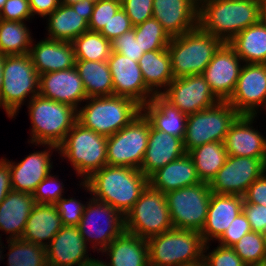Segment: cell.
<instances>
[{
	"label": "cell",
	"instance_id": "cell-8",
	"mask_svg": "<svg viewBox=\"0 0 266 266\" xmlns=\"http://www.w3.org/2000/svg\"><path fill=\"white\" fill-rule=\"evenodd\" d=\"M147 241L149 266H182L203 258L205 242L197 231L173 228Z\"/></svg>",
	"mask_w": 266,
	"mask_h": 266
},
{
	"label": "cell",
	"instance_id": "cell-54",
	"mask_svg": "<svg viewBox=\"0 0 266 266\" xmlns=\"http://www.w3.org/2000/svg\"><path fill=\"white\" fill-rule=\"evenodd\" d=\"M12 190L10 179L9 164L3 159H0V204L5 199L6 195Z\"/></svg>",
	"mask_w": 266,
	"mask_h": 266
},
{
	"label": "cell",
	"instance_id": "cell-40",
	"mask_svg": "<svg viewBox=\"0 0 266 266\" xmlns=\"http://www.w3.org/2000/svg\"><path fill=\"white\" fill-rule=\"evenodd\" d=\"M135 39L144 52L166 49L171 41V36L155 18H150L133 28Z\"/></svg>",
	"mask_w": 266,
	"mask_h": 266
},
{
	"label": "cell",
	"instance_id": "cell-42",
	"mask_svg": "<svg viewBox=\"0 0 266 266\" xmlns=\"http://www.w3.org/2000/svg\"><path fill=\"white\" fill-rule=\"evenodd\" d=\"M59 175L52 172L47 175L37 186L33 198L38 204H55L64 195V182L60 181Z\"/></svg>",
	"mask_w": 266,
	"mask_h": 266
},
{
	"label": "cell",
	"instance_id": "cell-47",
	"mask_svg": "<svg viewBox=\"0 0 266 266\" xmlns=\"http://www.w3.org/2000/svg\"><path fill=\"white\" fill-rule=\"evenodd\" d=\"M251 231L250 223L246 215L241 212L223 232L222 236L217 240V243L222 246L232 247L245 234Z\"/></svg>",
	"mask_w": 266,
	"mask_h": 266
},
{
	"label": "cell",
	"instance_id": "cell-35",
	"mask_svg": "<svg viewBox=\"0 0 266 266\" xmlns=\"http://www.w3.org/2000/svg\"><path fill=\"white\" fill-rule=\"evenodd\" d=\"M75 68L83 81L87 98L114 95L107 61L76 60Z\"/></svg>",
	"mask_w": 266,
	"mask_h": 266
},
{
	"label": "cell",
	"instance_id": "cell-2",
	"mask_svg": "<svg viewBox=\"0 0 266 266\" xmlns=\"http://www.w3.org/2000/svg\"><path fill=\"white\" fill-rule=\"evenodd\" d=\"M84 182L94 199L110 205L125 216L149 185V178L139 169L106 165Z\"/></svg>",
	"mask_w": 266,
	"mask_h": 266
},
{
	"label": "cell",
	"instance_id": "cell-5",
	"mask_svg": "<svg viewBox=\"0 0 266 266\" xmlns=\"http://www.w3.org/2000/svg\"><path fill=\"white\" fill-rule=\"evenodd\" d=\"M107 137L76 121L58 146V154L70 162L81 182L107 165Z\"/></svg>",
	"mask_w": 266,
	"mask_h": 266
},
{
	"label": "cell",
	"instance_id": "cell-52",
	"mask_svg": "<svg viewBox=\"0 0 266 266\" xmlns=\"http://www.w3.org/2000/svg\"><path fill=\"white\" fill-rule=\"evenodd\" d=\"M244 201L266 207V172L249 186Z\"/></svg>",
	"mask_w": 266,
	"mask_h": 266
},
{
	"label": "cell",
	"instance_id": "cell-36",
	"mask_svg": "<svg viewBox=\"0 0 266 266\" xmlns=\"http://www.w3.org/2000/svg\"><path fill=\"white\" fill-rule=\"evenodd\" d=\"M201 182L209 183L228 157L224 142H210L188 152Z\"/></svg>",
	"mask_w": 266,
	"mask_h": 266
},
{
	"label": "cell",
	"instance_id": "cell-1",
	"mask_svg": "<svg viewBox=\"0 0 266 266\" xmlns=\"http://www.w3.org/2000/svg\"><path fill=\"white\" fill-rule=\"evenodd\" d=\"M264 18V5L251 0H206L198 7V27L223 43Z\"/></svg>",
	"mask_w": 266,
	"mask_h": 266
},
{
	"label": "cell",
	"instance_id": "cell-23",
	"mask_svg": "<svg viewBox=\"0 0 266 266\" xmlns=\"http://www.w3.org/2000/svg\"><path fill=\"white\" fill-rule=\"evenodd\" d=\"M153 18L171 36H179L198 27V6L191 0H153Z\"/></svg>",
	"mask_w": 266,
	"mask_h": 266
},
{
	"label": "cell",
	"instance_id": "cell-33",
	"mask_svg": "<svg viewBox=\"0 0 266 266\" xmlns=\"http://www.w3.org/2000/svg\"><path fill=\"white\" fill-rule=\"evenodd\" d=\"M146 86L160 95L174 80L171 59L167 48L145 52L138 60Z\"/></svg>",
	"mask_w": 266,
	"mask_h": 266
},
{
	"label": "cell",
	"instance_id": "cell-55",
	"mask_svg": "<svg viewBox=\"0 0 266 266\" xmlns=\"http://www.w3.org/2000/svg\"><path fill=\"white\" fill-rule=\"evenodd\" d=\"M95 2L96 0H82L70 6L81 15H84V19L89 23Z\"/></svg>",
	"mask_w": 266,
	"mask_h": 266
},
{
	"label": "cell",
	"instance_id": "cell-12",
	"mask_svg": "<svg viewBox=\"0 0 266 266\" xmlns=\"http://www.w3.org/2000/svg\"><path fill=\"white\" fill-rule=\"evenodd\" d=\"M211 194L207 182L165 193L173 227L201 232L206 221Z\"/></svg>",
	"mask_w": 266,
	"mask_h": 266
},
{
	"label": "cell",
	"instance_id": "cell-15",
	"mask_svg": "<svg viewBox=\"0 0 266 266\" xmlns=\"http://www.w3.org/2000/svg\"><path fill=\"white\" fill-rule=\"evenodd\" d=\"M227 102L240 115L258 116L260 110H266V64L243 63L235 90Z\"/></svg>",
	"mask_w": 266,
	"mask_h": 266
},
{
	"label": "cell",
	"instance_id": "cell-60",
	"mask_svg": "<svg viewBox=\"0 0 266 266\" xmlns=\"http://www.w3.org/2000/svg\"><path fill=\"white\" fill-rule=\"evenodd\" d=\"M192 2H194L198 7L206 0H191Z\"/></svg>",
	"mask_w": 266,
	"mask_h": 266
},
{
	"label": "cell",
	"instance_id": "cell-13",
	"mask_svg": "<svg viewBox=\"0 0 266 266\" xmlns=\"http://www.w3.org/2000/svg\"><path fill=\"white\" fill-rule=\"evenodd\" d=\"M149 134L150 122L141 113L120 131L107 137V165L140 170Z\"/></svg>",
	"mask_w": 266,
	"mask_h": 266
},
{
	"label": "cell",
	"instance_id": "cell-49",
	"mask_svg": "<svg viewBox=\"0 0 266 266\" xmlns=\"http://www.w3.org/2000/svg\"><path fill=\"white\" fill-rule=\"evenodd\" d=\"M0 19L29 22L33 19L29 0H7L0 11Z\"/></svg>",
	"mask_w": 266,
	"mask_h": 266
},
{
	"label": "cell",
	"instance_id": "cell-19",
	"mask_svg": "<svg viewBox=\"0 0 266 266\" xmlns=\"http://www.w3.org/2000/svg\"><path fill=\"white\" fill-rule=\"evenodd\" d=\"M107 63L112 75L115 96L128 97L141 106L155 96L146 86L137 61L112 51Z\"/></svg>",
	"mask_w": 266,
	"mask_h": 266
},
{
	"label": "cell",
	"instance_id": "cell-7",
	"mask_svg": "<svg viewBox=\"0 0 266 266\" xmlns=\"http://www.w3.org/2000/svg\"><path fill=\"white\" fill-rule=\"evenodd\" d=\"M38 94L39 74L29 54L5 55L0 108L7 117L15 118L24 103Z\"/></svg>",
	"mask_w": 266,
	"mask_h": 266
},
{
	"label": "cell",
	"instance_id": "cell-57",
	"mask_svg": "<svg viewBox=\"0 0 266 266\" xmlns=\"http://www.w3.org/2000/svg\"><path fill=\"white\" fill-rule=\"evenodd\" d=\"M5 55L0 53V93L3 86V65H4Z\"/></svg>",
	"mask_w": 266,
	"mask_h": 266
},
{
	"label": "cell",
	"instance_id": "cell-6",
	"mask_svg": "<svg viewBox=\"0 0 266 266\" xmlns=\"http://www.w3.org/2000/svg\"><path fill=\"white\" fill-rule=\"evenodd\" d=\"M223 42L199 27L171 38L167 46L174 78L202 74Z\"/></svg>",
	"mask_w": 266,
	"mask_h": 266
},
{
	"label": "cell",
	"instance_id": "cell-51",
	"mask_svg": "<svg viewBox=\"0 0 266 266\" xmlns=\"http://www.w3.org/2000/svg\"><path fill=\"white\" fill-rule=\"evenodd\" d=\"M243 213L250 223L251 230L264 234L266 232V207L243 201Z\"/></svg>",
	"mask_w": 266,
	"mask_h": 266
},
{
	"label": "cell",
	"instance_id": "cell-31",
	"mask_svg": "<svg viewBox=\"0 0 266 266\" xmlns=\"http://www.w3.org/2000/svg\"><path fill=\"white\" fill-rule=\"evenodd\" d=\"M142 113L154 129L184 138L187 115L173 107L161 95H155L150 102L143 105Z\"/></svg>",
	"mask_w": 266,
	"mask_h": 266
},
{
	"label": "cell",
	"instance_id": "cell-44",
	"mask_svg": "<svg viewBox=\"0 0 266 266\" xmlns=\"http://www.w3.org/2000/svg\"><path fill=\"white\" fill-rule=\"evenodd\" d=\"M67 196V199L64 196L60 198L55 203V206L57 207L63 226H78L87 201L85 202L84 200L83 202L79 199H75L76 197Z\"/></svg>",
	"mask_w": 266,
	"mask_h": 266
},
{
	"label": "cell",
	"instance_id": "cell-26",
	"mask_svg": "<svg viewBox=\"0 0 266 266\" xmlns=\"http://www.w3.org/2000/svg\"><path fill=\"white\" fill-rule=\"evenodd\" d=\"M185 153L182 138L158 131L150 123L148 144L140 170L149 178L158 169L175 161Z\"/></svg>",
	"mask_w": 266,
	"mask_h": 266
},
{
	"label": "cell",
	"instance_id": "cell-24",
	"mask_svg": "<svg viewBox=\"0 0 266 266\" xmlns=\"http://www.w3.org/2000/svg\"><path fill=\"white\" fill-rule=\"evenodd\" d=\"M243 201L244 196L240 195L211 194L206 221L200 232L205 244L216 243L235 217L243 212Z\"/></svg>",
	"mask_w": 266,
	"mask_h": 266
},
{
	"label": "cell",
	"instance_id": "cell-61",
	"mask_svg": "<svg viewBox=\"0 0 266 266\" xmlns=\"http://www.w3.org/2000/svg\"><path fill=\"white\" fill-rule=\"evenodd\" d=\"M7 0H0V11L4 7V4Z\"/></svg>",
	"mask_w": 266,
	"mask_h": 266
},
{
	"label": "cell",
	"instance_id": "cell-3",
	"mask_svg": "<svg viewBox=\"0 0 266 266\" xmlns=\"http://www.w3.org/2000/svg\"><path fill=\"white\" fill-rule=\"evenodd\" d=\"M77 109V121L97 134L109 137L142 113V106L124 96L89 97Z\"/></svg>",
	"mask_w": 266,
	"mask_h": 266
},
{
	"label": "cell",
	"instance_id": "cell-27",
	"mask_svg": "<svg viewBox=\"0 0 266 266\" xmlns=\"http://www.w3.org/2000/svg\"><path fill=\"white\" fill-rule=\"evenodd\" d=\"M36 202L33 194L11 190L0 204V230L6 240L20 239ZM0 234V242L2 237Z\"/></svg>",
	"mask_w": 266,
	"mask_h": 266
},
{
	"label": "cell",
	"instance_id": "cell-17",
	"mask_svg": "<svg viewBox=\"0 0 266 266\" xmlns=\"http://www.w3.org/2000/svg\"><path fill=\"white\" fill-rule=\"evenodd\" d=\"M44 149L26 155L19 162L2 157L10 167L12 190L33 194L38 184L49 175L54 168L52 155L58 153V147L50 144H38Z\"/></svg>",
	"mask_w": 266,
	"mask_h": 266
},
{
	"label": "cell",
	"instance_id": "cell-9",
	"mask_svg": "<svg viewBox=\"0 0 266 266\" xmlns=\"http://www.w3.org/2000/svg\"><path fill=\"white\" fill-rule=\"evenodd\" d=\"M80 188L90 194L84 213L79 222L80 234L87 245L97 253H101L124 230V216L110 205L96 200L91 196L89 186L79 181ZM92 244V245H91Z\"/></svg>",
	"mask_w": 266,
	"mask_h": 266
},
{
	"label": "cell",
	"instance_id": "cell-59",
	"mask_svg": "<svg viewBox=\"0 0 266 266\" xmlns=\"http://www.w3.org/2000/svg\"><path fill=\"white\" fill-rule=\"evenodd\" d=\"M79 1H82V0H60V2L64 5H73Z\"/></svg>",
	"mask_w": 266,
	"mask_h": 266
},
{
	"label": "cell",
	"instance_id": "cell-39",
	"mask_svg": "<svg viewBox=\"0 0 266 266\" xmlns=\"http://www.w3.org/2000/svg\"><path fill=\"white\" fill-rule=\"evenodd\" d=\"M72 44L76 60L107 61L112 52L111 41L91 30L82 33Z\"/></svg>",
	"mask_w": 266,
	"mask_h": 266
},
{
	"label": "cell",
	"instance_id": "cell-62",
	"mask_svg": "<svg viewBox=\"0 0 266 266\" xmlns=\"http://www.w3.org/2000/svg\"><path fill=\"white\" fill-rule=\"evenodd\" d=\"M251 1H254V2H257V3H261L263 5H265V2H266V0H251Z\"/></svg>",
	"mask_w": 266,
	"mask_h": 266
},
{
	"label": "cell",
	"instance_id": "cell-28",
	"mask_svg": "<svg viewBox=\"0 0 266 266\" xmlns=\"http://www.w3.org/2000/svg\"><path fill=\"white\" fill-rule=\"evenodd\" d=\"M100 255L106 266H149L148 241L125 230Z\"/></svg>",
	"mask_w": 266,
	"mask_h": 266
},
{
	"label": "cell",
	"instance_id": "cell-38",
	"mask_svg": "<svg viewBox=\"0 0 266 266\" xmlns=\"http://www.w3.org/2000/svg\"><path fill=\"white\" fill-rule=\"evenodd\" d=\"M26 22L0 19V53L4 55L28 54L35 39Z\"/></svg>",
	"mask_w": 266,
	"mask_h": 266
},
{
	"label": "cell",
	"instance_id": "cell-18",
	"mask_svg": "<svg viewBox=\"0 0 266 266\" xmlns=\"http://www.w3.org/2000/svg\"><path fill=\"white\" fill-rule=\"evenodd\" d=\"M243 61L235 50L223 43L213 55L202 75L219 101H228L233 94Z\"/></svg>",
	"mask_w": 266,
	"mask_h": 266
},
{
	"label": "cell",
	"instance_id": "cell-64",
	"mask_svg": "<svg viewBox=\"0 0 266 266\" xmlns=\"http://www.w3.org/2000/svg\"><path fill=\"white\" fill-rule=\"evenodd\" d=\"M264 18L266 19V2H265V5H264Z\"/></svg>",
	"mask_w": 266,
	"mask_h": 266
},
{
	"label": "cell",
	"instance_id": "cell-50",
	"mask_svg": "<svg viewBox=\"0 0 266 266\" xmlns=\"http://www.w3.org/2000/svg\"><path fill=\"white\" fill-rule=\"evenodd\" d=\"M130 18L121 7L111 20L104 26L100 32L107 40L113 41L115 38L133 29Z\"/></svg>",
	"mask_w": 266,
	"mask_h": 266
},
{
	"label": "cell",
	"instance_id": "cell-65",
	"mask_svg": "<svg viewBox=\"0 0 266 266\" xmlns=\"http://www.w3.org/2000/svg\"><path fill=\"white\" fill-rule=\"evenodd\" d=\"M264 236V242H265V251H266V232L263 234Z\"/></svg>",
	"mask_w": 266,
	"mask_h": 266
},
{
	"label": "cell",
	"instance_id": "cell-34",
	"mask_svg": "<svg viewBox=\"0 0 266 266\" xmlns=\"http://www.w3.org/2000/svg\"><path fill=\"white\" fill-rule=\"evenodd\" d=\"M243 63L266 64V19L245 28L229 43Z\"/></svg>",
	"mask_w": 266,
	"mask_h": 266
},
{
	"label": "cell",
	"instance_id": "cell-14",
	"mask_svg": "<svg viewBox=\"0 0 266 266\" xmlns=\"http://www.w3.org/2000/svg\"><path fill=\"white\" fill-rule=\"evenodd\" d=\"M266 172V158L228 155L225 164L208 183L214 194L244 196L249 186Z\"/></svg>",
	"mask_w": 266,
	"mask_h": 266
},
{
	"label": "cell",
	"instance_id": "cell-11",
	"mask_svg": "<svg viewBox=\"0 0 266 266\" xmlns=\"http://www.w3.org/2000/svg\"><path fill=\"white\" fill-rule=\"evenodd\" d=\"M240 114L227 101L187 115L183 145L186 153L210 142H224L230 126Z\"/></svg>",
	"mask_w": 266,
	"mask_h": 266
},
{
	"label": "cell",
	"instance_id": "cell-30",
	"mask_svg": "<svg viewBox=\"0 0 266 266\" xmlns=\"http://www.w3.org/2000/svg\"><path fill=\"white\" fill-rule=\"evenodd\" d=\"M188 153L158 169L149 177V185L162 193L200 183Z\"/></svg>",
	"mask_w": 266,
	"mask_h": 266
},
{
	"label": "cell",
	"instance_id": "cell-48",
	"mask_svg": "<svg viewBox=\"0 0 266 266\" xmlns=\"http://www.w3.org/2000/svg\"><path fill=\"white\" fill-rule=\"evenodd\" d=\"M122 8L134 27L153 17V0H123Z\"/></svg>",
	"mask_w": 266,
	"mask_h": 266
},
{
	"label": "cell",
	"instance_id": "cell-32",
	"mask_svg": "<svg viewBox=\"0 0 266 266\" xmlns=\"http://www.w3.org/2000/svg\"><path fill=\"white\" fill-rule=\"evenodd\" d=\"M46 19V38L73 42L78 36L89 30V23L71 6L60 3Z\"/></svg>",
	"mask_w": 266,
	"mask_h": 266
},
{
	"label": "cell",
	"instance_id": "cell-25",
	"mask_svg": "<svg viewBox=\"0 0 266 266\" xmlns=\"http://www.w3.org/2000/svg\"><path fill=\"white\" fill-rule=\"evenodd\" d=\"M29 56L39 75L75 67L76 57L72 42L44 38L32 41Z\"/></svg>",
	"mask_w": 266,
	"mask_h": 266
},
{
	"label": "cell",
	"instance_id": "cell-29",
	"mask_svg": "<svg viewBox=\"0 0 266 266\" xmlns=\"http://www.w3.org/2000/svg\"><path fill=\"white\" fill-rule=\"evenodd\" d=\"M62 227L55 204L36 203L27 219L21 239L46 248Z\"/></svg>",
	"mask_w": 266,
	"mask_h": 266
},
{
	"label": "cell",
	"instance_id": "cell-20",
	"mask_svg": "<svg viewBox=\"0 0 266 266\" xmlns=\"http://www.w3.org/2000/svg\"><path fill=\"white\" fill-rule=\"evenodd\" d=\"M39 95L76 110L87 99L83 81L75 67L39 75Z\"/></svg>",
	"mask_w": 266,
	"mask_h": 266
},
{
	"label": "cell",
	"instance_id": "cell-21",
	"mask_svg": "<svg viewBox=\"0 0 266 266\" xmlns=\"http://www.w3.org/2000/svg\"><path fill=\"white\" fill-rule=\"evenodd\" d=\"M257 118L240 115L230 126L224 141L228 155L266 158V136L253 125Z\"/></svg>",
	"mask_w": 266,
	"mask_h": 266
},
{
	"label": "cell",
	"instance_id": "cell-53",
	"mask_svg": "<svg viewBox=\"0 0 266 266\" xmlns=\"http://www.w3.org/2000/svg\"><path fill=\"white\" fill-rule=\"evenodd\" d=\"M30 8L33 18L35 15L38 17H47L60 5V0H29Z\"/></svg>",
	"mask_w": 266,
	"mask_h": 266
},
{
	"label": "cell",
	"instance_id": "cell-46",
	"mask_svg": "<svg viewBox=\"0 0 266 266\" xmlns=\"http://www.w3.org/2000/svg\"><path fill=\"white\" fill-rule=\"evenodd\" d=\"M111 45L113 52L120 53L137 62L145 53L144 50L141 49L139 41L135 39L134 29H131L130 31L125 32L124 34L115 38L113 41H111Z\"/></svg>",
	"mask_w": 266,
	"mask_h": 266
},
{
	"label": "cell",
	"instance_id": "cell-58",
	"mask_svg": "<svg viewBox=\"0 0 266 266\" xmlns=\"http://www.w3.org/2000/svg\"><path fill=\"white\" fill-rule=\"evenodd\" d=\"M182 266H207V263L202 258L201 260H199V261H197L195 263L185 264V265H182Z\"/></svg>",
	"mask_w": 266,
	"mask_h": 266
},
{
	"label": "cell",
	"instance_id": "cell-63",
	"mask_svg": "<svg viewBox=\"0 0 266 266\" xmlns=\"http://www.w3.org/2000/svg\"><path fill=\"white\" fill-rule=\"evenodd\" d=\"M256 266H266V259L264 261H262L261 263H259L258 265Z\"/></svg>",
	"mask_w": 266,
	"mask_h": 266
},
{
	"label": "cell",
	"instance_id": "cell-43",
	"mask_svg": "<svg viewBox=\"0 0 266 266\" xmlns=\"http://www.w3.org/2000/svg\"><path fill=\"white\" fill-rule=\"evenodd\" d=\"M210 246L211 243H208L204 247L203 259L207 266H247L232 247L218 244L211 250Z\"/></svg>",
	"mask_w": 266,
	"mask_h": 266
},
{
	"label": "cell",
	"instance_id": "cell-37",
	"mask_svg": "<svg viewBox=\"0 0 266 266\" xmlns=\"http://www.w3.org/2000/svg\"><path fill=\"white\" fill-rule=\"evenodd\" d=\"M2 243L3 241L0 242V261L7 256V266H48L45 247L21 238L7 240L8 247ZM3 248L9 249L6 256Z\"/></svg>",
	"mask_w": 266,
	"mask_h": 266
},
{
	"label": "cell",
	"instance_id": "cell-45",
	"mask_svg": "<svg viewBox=\"0 0 266 266\" xmlns=\"http://www.w3.org/2000/svg\"><path fill=\"white\" fill-rule=\"evenodd\" d=\"M121 7L122 3L115 0H96L89 21V30L101 32Z\"/></svg>",
	"mask_w": 266,
	"mask_h": 266
},
{
	"label": "cell",
	"instance_id": "cell-10",
	"mask_svg": "<svg viewBox=\"0 0 266 266\" xmlns=\"http://www.w3.org/2000/svg\"><path fill=\"white\" fill-rule=\"evenodd\" d=\"M125 231L148 240L173 229L165 193L148 185L124 216Z\"/></svg>",
	"mask_w": 266,
	"mask_h": 266
},
{
	"label": "cell",
	"instance_id": "cell-4",
	"mask_svg": "<svg viewBox=\"0 0 266 266\" xmlns=\"http://www.w3.org/2000/svg\"><path fill=\"white\" fill-rule=\"evenodd\" d=\"M26 104L31 121L28 144L33 146L50 144L58 147L77 121L74 107L39 94Z\"/></svg>",
	"mask_w": 266,
	"mask_h": 266
},
{
	"label": "cell",
	"instance_id": "cell-56",
	"mask_svg": "<svg viewBox=\"0 0 266 266\" xmlns=\"http://www.w3.org/2000/svg\"><path fill=\"white\" fill-rule=\"evenodd\" d=\"M79 266H106V264L104 262V259H101V257L100 258L97 257V259L93 257L89 261H86L80 264Z\"/></svg>",
	"mask_w": 266,
	"mask_h": 266
},
{
	"label": "cell",
	"instance_id": "cell-22",
	"mask_svg": "<svg viewBox=\"0 0 266 266\" xmlns=\"http://www.w3.org/2000/svg\"><path fill=\"white\" fill-rule=\"evenodd\" d=\"M78 226H63L46 247L48 266H79L92 259ZM90 255V257H89Z\"/></svg>",
	"mask_w": 266,
	"mask_h": 266
},
{
	"label": "cell",
	"instance_id": "cell-16",
	"mask_svg": "<svg viewBox=\"0 0 266 266\" xmlns=\"http://www.w3.org/2000/svg\"><path fill=\"white\" fill-rule=\"evenodd\" d=\"M160 95L185 115L205 110L219 102L202 74L174 78Z\"/></svg>",
	"mask_w": 266,
	"mask_h": 266
},
{
	"label": "cell",
	"instance_id": "cell-41",
	"mask_svg": "<svg viewBox=\"0 0 266 266\" xmlns=\"http://www.w3.org/2000/svg\"><path fill=\"white\" fill-rule=\"evenodd\" d=\"M247 266H256L266 259L264 236L251 231L232 246Z\"/></svg>",
	"mask_w": 266,
	"mask_h": 266
}]
</instances>
